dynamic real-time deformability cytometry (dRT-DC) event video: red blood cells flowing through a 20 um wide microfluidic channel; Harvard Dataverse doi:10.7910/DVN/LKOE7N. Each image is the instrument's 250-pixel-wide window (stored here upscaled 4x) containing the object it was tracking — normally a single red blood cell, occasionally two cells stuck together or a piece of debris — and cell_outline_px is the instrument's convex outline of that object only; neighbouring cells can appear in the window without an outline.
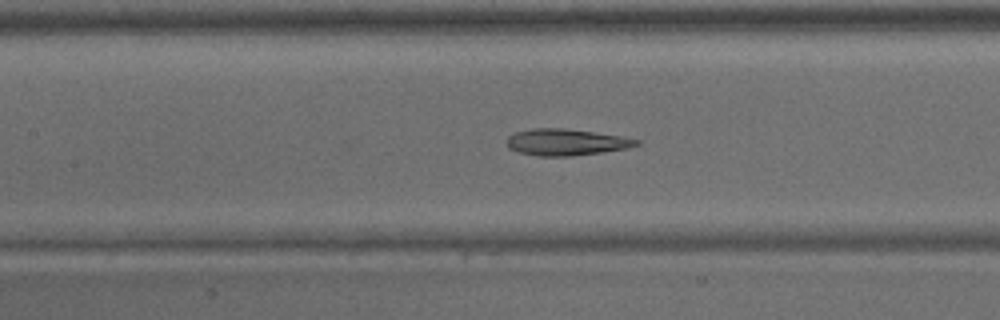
{"species": "common noctule bat (a hibernating species)", "species_latin": "Nyctalus noctula", "temperature_condition": "warm", "stored_images_in_passage": 26, "camera_frame_rate_fps": 3000, "um_per_image_px": 0.085, "animal": {"sex": "male", "body_mass_g": 15.6}, "frame": {"image": 1, "passage_image": 9, "time_ms": 2.667, "image_size_px": [1000, 320], "cell_outline_px": [[640, 144], [628, 148], [572, 156], [536, 156], [520, 152], [508, 148], [508, 136], [516, 132], [532, 128], [564, 128], [620, 136], [640, 140]], "centroid_in_image_um": [48.11, 12.08], "position_along_channel_um": 159.3, "area_um2": 19.83}}
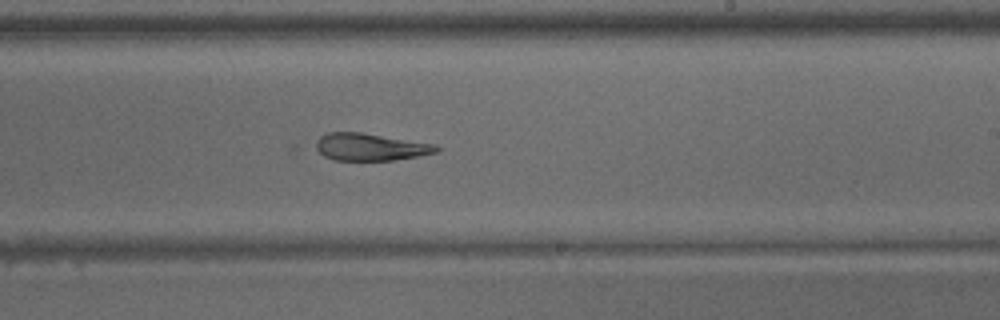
{"frame": {"image": 2, "passage_image": 15, "time_ms": 4.667, "image_size_px": [1000, 320], "cell_outline_px": [[440, 148], [436, 152], [420, 156], [392, 160], [332, 160], [324, 156], [312, 148], [316, 140], [320, 136], [328, 132], [360, 132], [436, 144]], "centroid_in_image_um": [31.42, 12.49], "position_along_channel_um": 257.6, "area_um2": 19.36}}
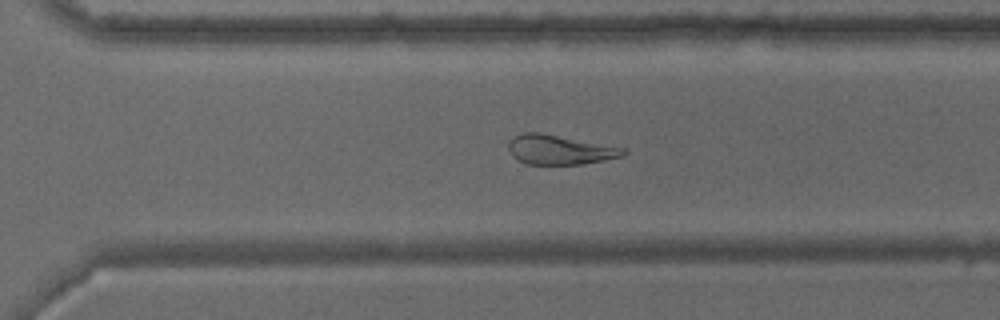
{"frame": {"image": 3, "passage_image": 19, "time_ms": 6.0, "image_size_px": [1000, 320], "cell_outline_px": [[628, 152], [620, 156], [604, 160], [580, 164], [524, 164], [516, 160], [512, 156], [508, 148], [508, 144], [512, 136], [524, 132], [536, 132], [624, 148]], "centroid_in_image_um": [47.49, 12.73], "position_along_channel_um": 323.1, "area_um2": 19.48}}